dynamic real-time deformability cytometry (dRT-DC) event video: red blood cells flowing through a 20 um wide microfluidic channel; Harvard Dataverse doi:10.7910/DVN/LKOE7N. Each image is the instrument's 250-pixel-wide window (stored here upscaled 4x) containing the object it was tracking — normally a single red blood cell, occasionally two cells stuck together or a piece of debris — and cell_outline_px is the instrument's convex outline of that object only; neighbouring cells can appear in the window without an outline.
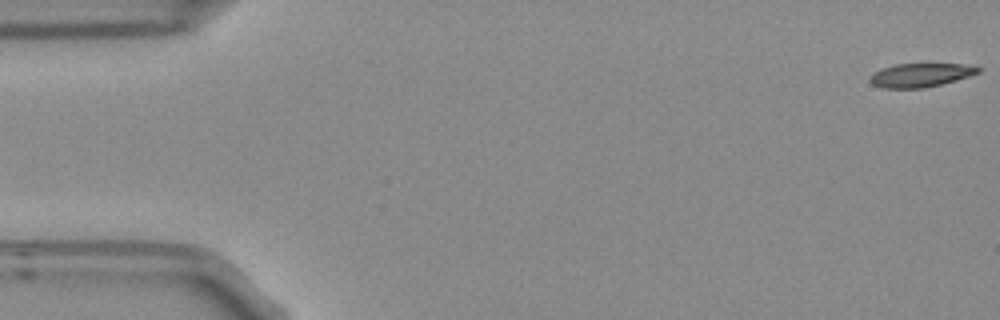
{"species": "Egyptian fruit bat (a non-hibernating species)", "species_latin": "Rousettus aegyptiacus", "temperature_condition": "room temperature", "stored_images_in_passage": 5, "camera_frame_rate_fps": 3000, "um_per_image_px": 0.085, "frame": {"image": 1, "passage_image": 1, "time_ms": 0.0, "image_size_px": [1000, 320], "cell_outline_px": [[980, 72], [956, 80], [924, 88], [884, 88], [872, 84], [868, 80], [880, 68], [896, 64], [964, 64], [980, 68]], "centroid_in_image_um": [78.22, 6.38], "position_along_channel_um": 6.8, "area_um2": 14.74}}
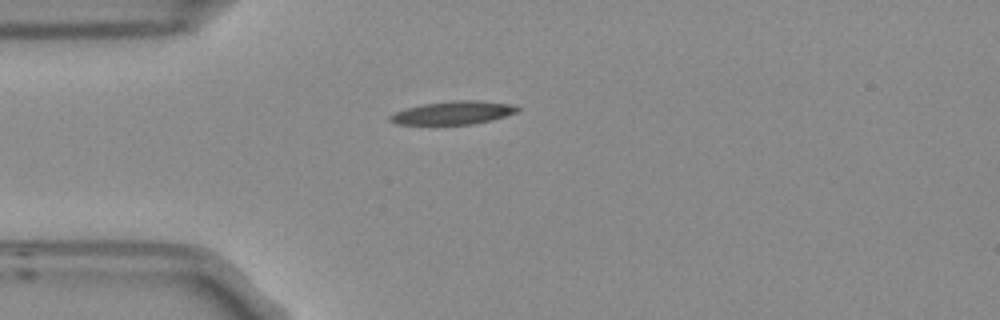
{"frame": {"image": 2, "passage_image": 5, "time_ms": 1.333, "image_size_px": [1000, 320], "cell_outline_px": [[520, 108], [516, 112], [492, 120], [472, 124], [396, 124], [388, 120], [388, 116], [396, 112], [408, 108], [424, 104], [452, 100], [476, 100], [512, 104]], "centroid_in_image_um": [38.52, 9.58], "position_along_channel_um": 46.5, "area_um2": 17.05}}